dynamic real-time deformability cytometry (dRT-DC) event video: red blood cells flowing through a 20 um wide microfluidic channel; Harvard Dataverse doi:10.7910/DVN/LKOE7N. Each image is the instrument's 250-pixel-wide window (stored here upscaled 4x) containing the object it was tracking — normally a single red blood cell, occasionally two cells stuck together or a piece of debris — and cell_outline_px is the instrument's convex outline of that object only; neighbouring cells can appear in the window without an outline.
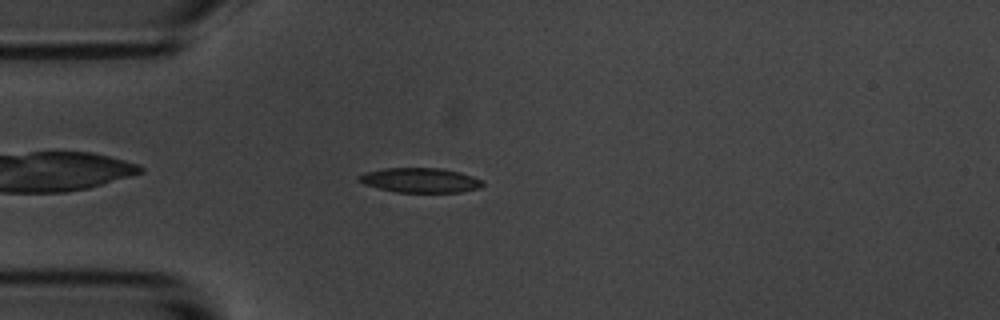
{"species": "common noctule bat (a hibernating species)", "species_latin": "Nyctalus noctula", "temperature_condition": "room temperature", "stored_images_in_passage": 45, "camera_frame_rate_fps": 3000, "um_per_image_px": 0.085, "animal": {"sex": "male", "body_mass_g": 20.1, "forearm_length_mm": 53.5}, "frame": {"image": 1, "passage_image": 4, "time_ms": 1.0, "image_size_px": [1000, 320], "cell_outline_px": [[484, 184], [480, 188], [460, 192], [396, 192], [364, 184], [356, 180], [356, 176], [364, 172], [384, 168], [440, 168], [460, 172], [484, 180]], "centroid_in_image_um": [35.71, 15.31], "position_along_channel_um": 49.3, "area_um2": 17.92}}
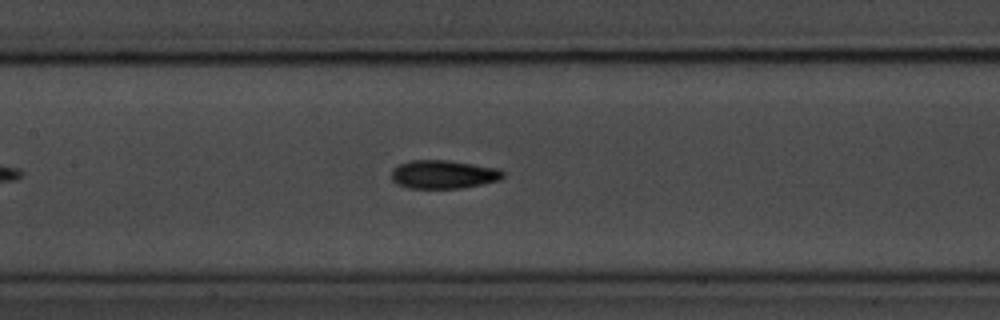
{"frame": {"image": 2, "passage_image": 15, "time_ms": 4.667, "image_size_px": [1000, 320], "cell_outline_px": [[504, 176], [500, 180], [460, 188], [408, 188], [396, 184], [392, 180], [392, 168], [400, 164], [412, 160], [448, 160], [496, 168], [504, 172]], "centroid_in_image_um": [37.66, 14.82], "position_along_channel_um": 169.7, "area_um2": 18.38}}
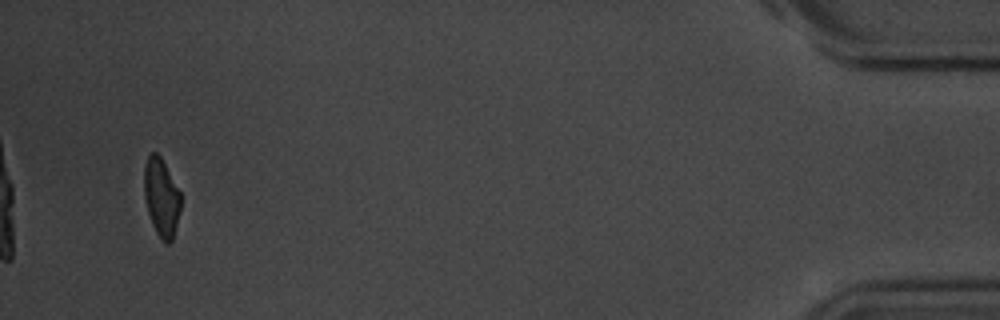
{"frame": {"image": 3, "passage_image": 43, "time_ms": 14.0, "image_size_px": [1000, 320], "cell_outline_px": [[180, 208], [172, 240], [168, 244], [164, 244], [160, 240], [152, 224], [148, 212], [144, 196], [144, 164], [148, 156], [152, 152], [156, 152], [160, 156], [180, 192]], "centroid_in_image_um": [13.69, 16.79], "position_along_channel_um": 421.5, "area_um2": 16.53}, "authors_computed_cell_mechanics": {"area_um2": 17.918, "velocity_mm_per_s": 3.5536, "shape_relaxation_time_tau1_ms": 3.4942, "shape_relaxation_time_tau2_ms": 2.5571, "deformation_change_tau1": 0.1267, "deformation_change_tau2": 0.0962}}